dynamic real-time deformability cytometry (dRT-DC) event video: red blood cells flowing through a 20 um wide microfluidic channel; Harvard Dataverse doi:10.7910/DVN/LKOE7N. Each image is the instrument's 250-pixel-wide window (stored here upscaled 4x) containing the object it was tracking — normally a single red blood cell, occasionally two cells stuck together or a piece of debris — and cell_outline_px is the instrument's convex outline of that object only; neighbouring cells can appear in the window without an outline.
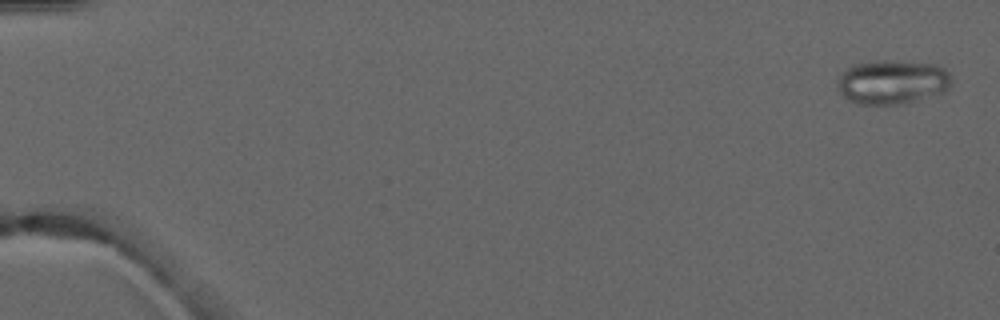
{"species": "common noctule bat (a hibernating species)", "species_latin": "Nyctalus noctula", "temperature_condition": "warm", "stored_images_in_passage": 4, "camera_frame_rate_fps": 3000, "um_per_image_px": 0.085, "animal": {"sex": "male", "forearm_length_mm": 52.5}, "frame": {"image": 1, "passage_image": 1, "time_ms": 0.0, "image_size_px": [1000, 320], "cell_outline_px": [[952, 80], [948, 88], [944, 92], [908, 104], [860, 104], [848, 100], [840, 92], [840, 76], [852, 64], [880, 60], [884, 60], [936, 64], [944, 68], [948, 72]], "centroid_in_image_um": [75.9, 6.98], "position_along_channel_um": 9.1, "area_um2": 29.3}}